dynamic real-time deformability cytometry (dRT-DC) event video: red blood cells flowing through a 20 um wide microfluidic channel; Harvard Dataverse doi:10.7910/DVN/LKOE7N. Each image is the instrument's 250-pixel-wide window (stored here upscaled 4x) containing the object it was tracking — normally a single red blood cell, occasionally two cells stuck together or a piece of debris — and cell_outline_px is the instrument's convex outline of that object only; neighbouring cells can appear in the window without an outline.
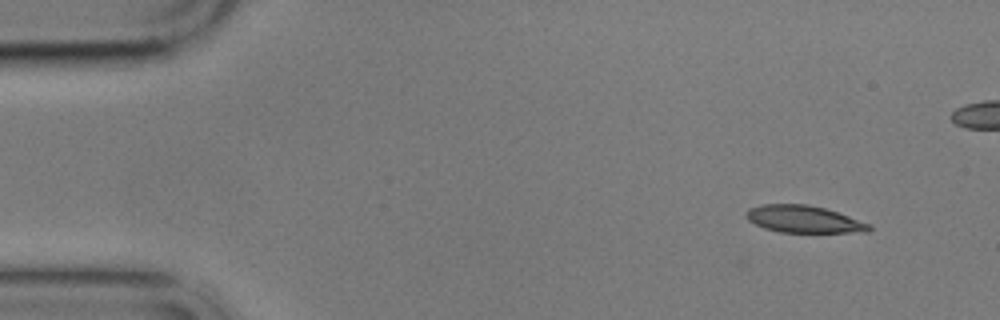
{"species": "common noctule bat (a hibernating species)", "species_latin": "Nyctalus noctula", "temperature_condition": "cold", "stored_images_in_passage": 5, "camera_frame_rate_fps": 3000, "um_per_image_px": 0.085, "animal": {"sex": "male", "body_mass_g": 17.9}, "frame": {"image": 1, "passage_image": 1, "time_ms": 0.0, "image_size_px": [1000, 320], "cell_outline_px": [[872, 228], [868, 232], [780, 232], [764, 228], [748, 220], [744, 216], [744, 212], [748, 208], [764, 204], [808, 204], [824, 208], [872, 224]], "centroid_in_image_um": [68.3, 18.63], "position_along_channel_um": 16.7, "area_um2": 19.48}}